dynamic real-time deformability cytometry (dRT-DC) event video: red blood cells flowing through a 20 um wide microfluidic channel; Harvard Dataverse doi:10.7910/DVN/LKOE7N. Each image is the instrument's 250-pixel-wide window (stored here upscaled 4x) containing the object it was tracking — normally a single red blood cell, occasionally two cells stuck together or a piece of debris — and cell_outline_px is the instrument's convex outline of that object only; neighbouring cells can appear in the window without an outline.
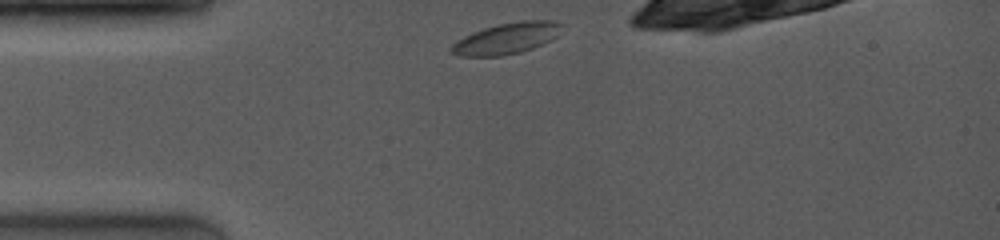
{"species": "common noctule bat (a hibernating species)", "species_latin": "Nyctalus noctula", "temperature_condition": "room temperature", "stored_images_in_passage": 20, "camera_frame_rate_fps": 4000, "um_per_image_px": 0.085, "animal": {"sex": "female", "body_mass_g": 19.0, "forearm_length_mm": 53.3}, "frame": {"image": 1, "passage_image": 1, "time_ms": 0.0, "image_size_px": [1000, 240], "cell_outline_px": [[564, 24], [556, 36], [552, 40], [544, 44], [520, 52], [504, 56], [460, 56], [448, 52], [448, 48], [452, 44], [464, 36], [472, 32], [496, 24], [520, 20], [552, 20]], "centroid_in_image_um": [43.05, 3.26], "position_along_channel_um": 42.0, "area_um2": 20.35}}
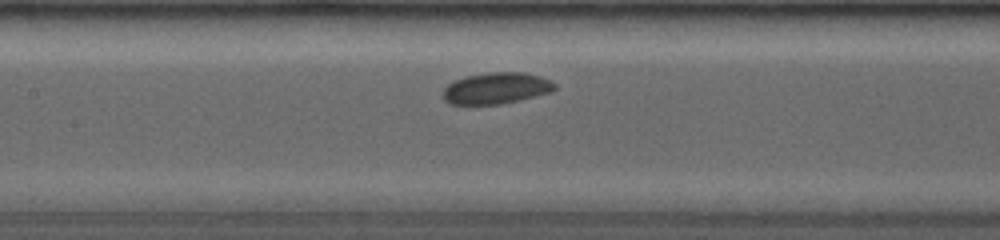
{"frame": {"image": 2, "passage_image": 12, "time_ms": 3.75, "image_size_px": [1000, 240], "cell_outline_px": [[556, 88], [552, 92], [520, 100], [500, 104], [448, 104], [444, 100], [444, 88], [448, 84], [464, 76], [488, 72], [524, 72], [540, 76], [556, 84]], "centroid_in_image_um": [42.19, 7.49], "position_along_channel_um": 165.2, "area_um2": 20.46}}
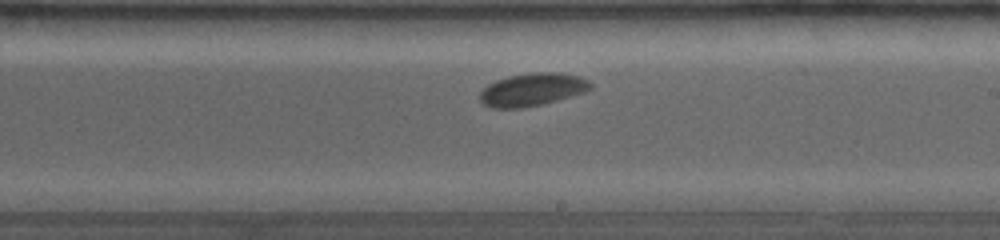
{"frame": {"image": 3, "passage_image": 18, "time_ms": 5.75, "image_size_px": [1000, 240], "cell_outline_px": [[592, 88], [584, 92], [556, 100], [540, 104], [520, 108], [492, 108], [484, 104], [480, 100], [480, 92], [488, 84], [496, 80], [508, 76], [532, 72], [556, 72], [580, 76], [588, 80], [592, 84]], "centroid_in_image_um": [45.24, 7.6], "position_along_channel_um": 243.8, "area_um2": 21.04}}